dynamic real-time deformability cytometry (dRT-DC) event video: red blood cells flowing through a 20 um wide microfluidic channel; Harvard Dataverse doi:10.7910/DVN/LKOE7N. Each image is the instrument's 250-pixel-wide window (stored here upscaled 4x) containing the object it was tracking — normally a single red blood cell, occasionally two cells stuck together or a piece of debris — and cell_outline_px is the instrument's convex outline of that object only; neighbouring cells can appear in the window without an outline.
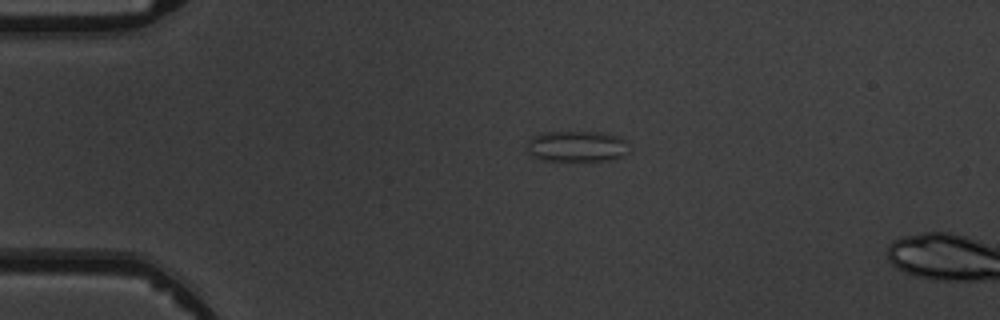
{"species": "common noctule bat (a hibernating species)", "species_latin": "Nyctalus noctula", "temperature_condition": "warm", "stored_images_in_passage": 2, "camera_frame_rate_fps": 3000, "um_per_image_px": 0.085, "animal": {"sex": "male", "body_mass_g": 19.5, "forearm_length_mm": 54.6}, "frame": {"image": 1, "passage_image": 1, "time_ms": 0.0, "image_size_px": [1000, 320], "cell_outline_px": [[624, 152], [620, 156], [608, 160], [540, 160], [532, 156], [528, 152], [528, 140], [532, 136], [544, 132], [600, 132], [616, 136], [624, 140]], "centroid_in_image_um": [48.91, 12.43], "position_along_channel_um": 36.1, "area_um2": 17.86}}